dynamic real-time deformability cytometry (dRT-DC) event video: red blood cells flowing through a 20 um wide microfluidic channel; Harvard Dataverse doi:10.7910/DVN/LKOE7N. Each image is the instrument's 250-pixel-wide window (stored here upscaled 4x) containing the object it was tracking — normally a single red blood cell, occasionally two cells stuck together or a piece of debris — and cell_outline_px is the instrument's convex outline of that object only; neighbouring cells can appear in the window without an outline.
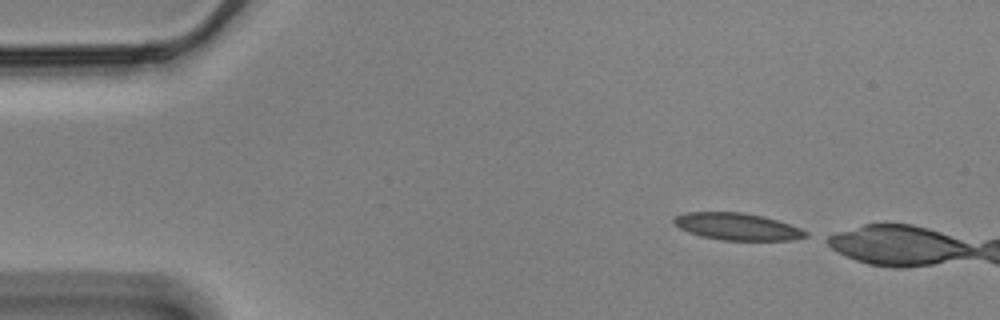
{"species": "Egyptian fruit bat (a non-hibernating species)", "species_latin": "Rousettus aegyptiacus", "temperature_condition": "cold", "stored_images_in_passage": 8, "camera_frame_rate_fps": 3000, "um_per_image_px": 0.085, "animal": {"sex": "male"}, "frame": {"image": 1, "passage_image": 1, "time_ms": 0.0, "image_size_px": [1000, 320], "cell_outline_px": [[808, 236], [792, 240], [720, 240], [700, 236], [688, 232], [680, 228], [672, 220], [676, 216], [684, 212], [744, 212], [764, 216], [800, 228], [808, 232]], "centroid_in_image_um": [62.65, 19.26], "position_along_channel_um": 22.3, "area_um2": 20.75}}